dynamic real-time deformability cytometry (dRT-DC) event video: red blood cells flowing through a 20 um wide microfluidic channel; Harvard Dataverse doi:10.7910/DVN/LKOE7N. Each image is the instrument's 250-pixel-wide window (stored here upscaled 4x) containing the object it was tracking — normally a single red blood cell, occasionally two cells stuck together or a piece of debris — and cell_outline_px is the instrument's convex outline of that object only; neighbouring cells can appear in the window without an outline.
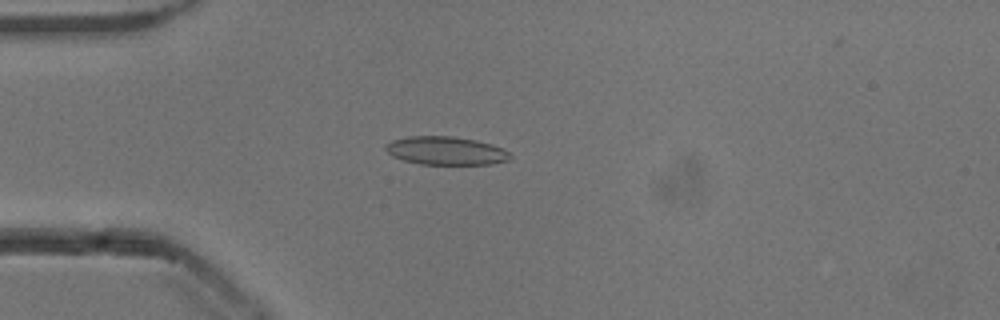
{"species": "common noctule bat (a hibernating species)", "species_latin": "Nyctalus noctula", "temperature_condition": "cold", "stored_images_in_passage": 43, "camera_frame_rate_fps": 3000, "um_per_image_px": 0.085, "animal": {"sex": "male", "body_mass_g": 13.3}, "frame": {"image": 1, "passage_image": 4, "time_ms": 1.0, "image_size_px": [1000, 320], "cell_outline_px": [[512, 156], [508, 160], [492, 164], [420, 164], [404, 160], [392, 156], [384, 148], [392, 140], [408, 136], [452, 136], [476, 140], [492, 144], [508, 152]], "centroid_in_image_um": [37.89, 12.81], "position_along_channel_um": 47.1, "area_um2": 20.4}}
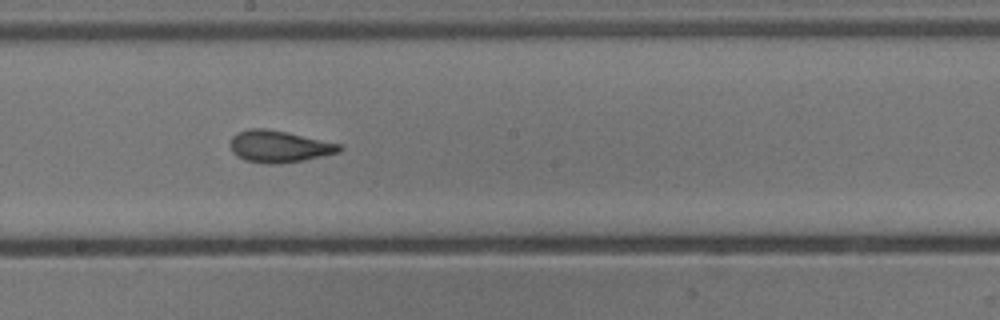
{"frame": {"image": 2, "passage_image": 19, "time_ms": 6.0, "image_size_px": [1000, 320], "cell_outline_px": [[344, 148], [340, 152], [304, 160], [280, 164], [264, 164], [244, 160], [236, 156], [232, 152], [232, 136], [240, 132], [252, 128], [264, 128], [284, 132], [340, 144]], "centroid_in_image_um": [23.73, 12.48], "position_along_channel_um": 224.5, "area_um2": 20.0}}
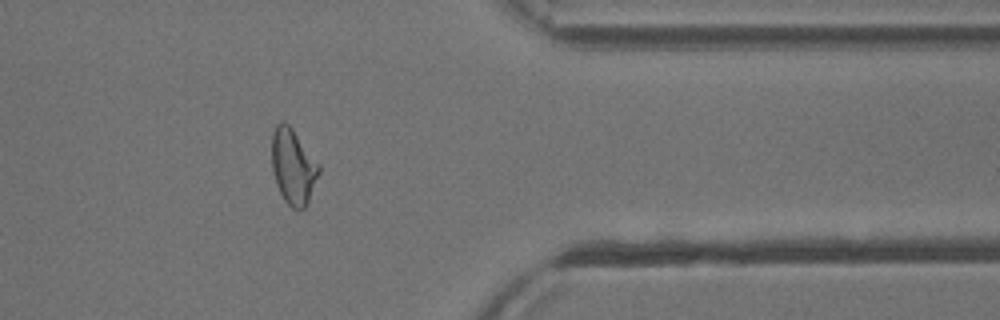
{"frame": {"image": 3, "passage_image": 33, "time_ms": 10.667, "image_size_px": [1000, 320], "cell_outline_px": [[320, 172], [308, 204], [304, 208], [292, 208], [284, 200], [276, 184], [272, 168], [272, 132], [276, 124], [280, 120], [284, 120], [292, 128], [320, 164]], "centroid_in_image_um": [24.92, 14.13], "position_along_channel_um": 386.5, "area_um2": 20.87}, "authors_computed_cell_mechanics": {"area_um2": 20.3456, "velocity_mm_per_s": 3.8386, "shape_relaxation_time_tau1_ms": 6.1629, "shape_relaxation_time_tau2_ms": 1.9198, "deformation_change_tau1": 0.1595, "deformation_change_tau2": 0.06}}